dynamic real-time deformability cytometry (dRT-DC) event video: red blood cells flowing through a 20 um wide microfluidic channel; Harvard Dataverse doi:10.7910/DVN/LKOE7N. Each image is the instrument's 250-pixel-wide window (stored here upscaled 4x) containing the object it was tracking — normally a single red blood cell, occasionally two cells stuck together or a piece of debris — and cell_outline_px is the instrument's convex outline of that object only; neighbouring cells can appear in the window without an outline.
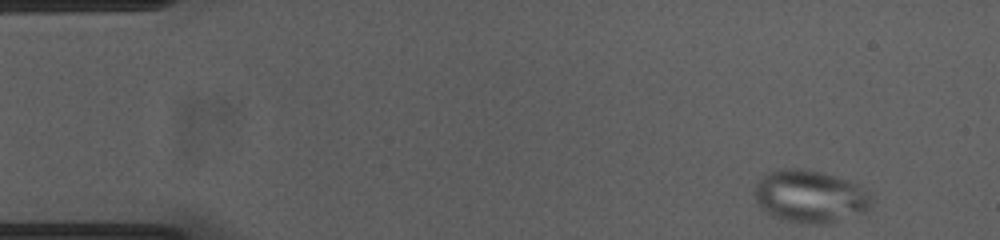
{"species": "common noctule bat (a hibernating species)", "species_latin": "Nyctalus noctula", "temperature_condition": "cold", "stored_images_in_passage": 51, "camera_frame_rate_fps": 3000, "um_per_image_px": 0.085, "animal": {"sex": "female", "body_mass_g": 23.0, "forearm_length_mm": 53.4}, "frame": {"image": 1, "passage_image": 1, "time_ms": 0.0, "image_size_px": [1000, 240], "cell_outline_px": [[868, 208], [864, 212], [828, 224], [812, 224], [784, 220], [772, 216], [760, 208], [756, 200], [756, 184], [768, 172], [780, 168], [792, 168], [824, 172], [836, 176], [856, 184], [868, 192]], "centroid_in_image_um": [68.81, 16.7], "position_along_channel_um": 16.2, "area_um2": 35.32}}
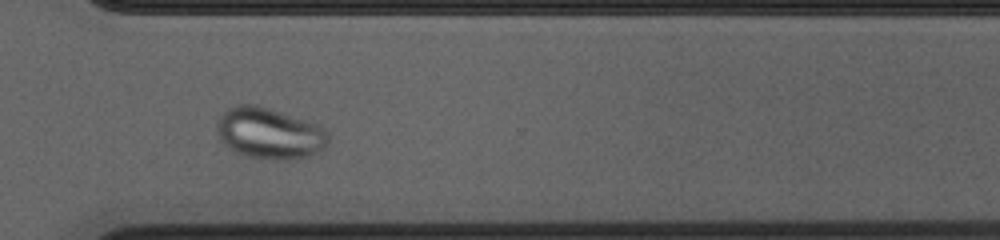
{"frame": {"image": 2, "passage_image": 36, "time_ms": 11.667, "image_size_px": [1000, 240], "cell_outline_px": [[328, 144], [324, 148], [308, 156], [288, 160], [276, 160], [244, 156], [236, 152], [220, 140], [216, 132], [216, 124], [220, 116], [228, 108], [236, 104], [256, 104], [320, 124], [328, 132]], "centroid_in_image_um": [22.9, 11.32], "position_along_channel_um": 347.7, "area_um2": 33.52}}
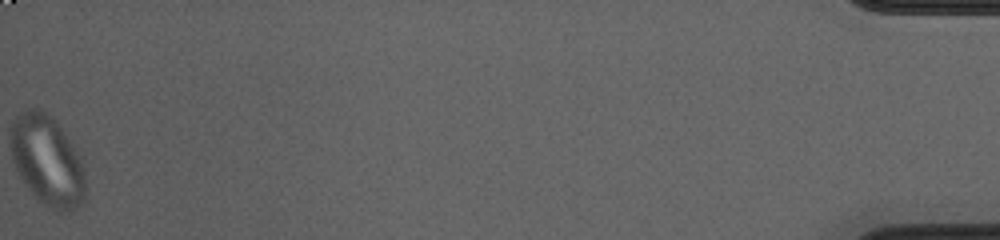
{"frame": {"image": 3, "passage_image": 51, "time_ms": 16.667, "image_size_px": [1000, 240], "cell_outline_px": [[88, 196], [84, 200], [72, 208], [60, 212], [44, 204], [28, 188], [20, 176], [12, 160], [12, 124], [16, 116], [20, 112], [32, 108], [40, 108], [56, 120], [80, 152], [84, 160]], "centroid_in_image_um": [4.1, 13.63], "position_along_channel_um": 431.1, "area_um2": 39.59}}